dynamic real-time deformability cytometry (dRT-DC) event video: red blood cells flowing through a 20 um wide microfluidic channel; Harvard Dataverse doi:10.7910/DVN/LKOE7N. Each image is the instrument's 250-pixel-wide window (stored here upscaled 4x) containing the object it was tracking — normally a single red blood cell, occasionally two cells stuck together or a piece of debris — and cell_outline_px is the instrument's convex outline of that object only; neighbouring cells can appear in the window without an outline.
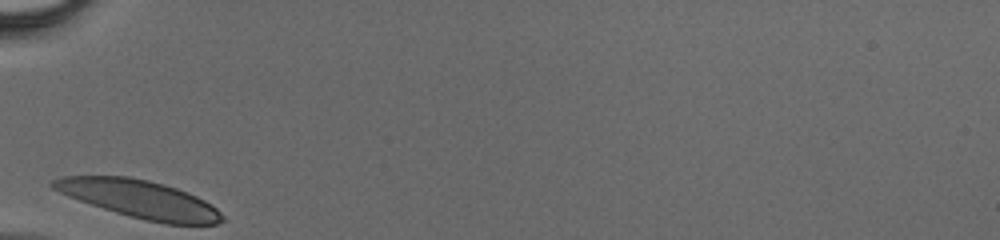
{"species": "human", "species_latin": "Homo sapiens", "temperature_condition": "cold", "stored_images_in_passage": 23, "camera_frame_rate_fps": 3000, "um_per_image_px": 0.085, "donor": {"sex": "male"}, "frame": {"image": 1, "passage_image": 1, "time_ms": 0.0, "image_size_px": [1000, 240], "cell_outline_px": [[224, 220], [216, 224], [164, 224], [144, 220], [116, 212], [68, 196], [52, 188], [48, 184], [52, 180], [64, 176], [128, 176], [148, 180], [164, 184], [176, 188], [196, 196], [204, 200], [216, 208], [224, 216]], "centroid_in_image_um": [11.86, 16.92], "position_along_channel_um": 73.1, "area_um2": 36.99}}
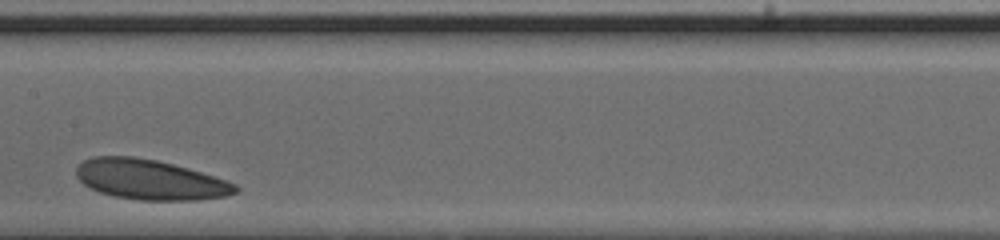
{"frame": {"image": 2, "passage_image": 10, "time_ms": 3.0, "image_size_px": [1000, 240], "cell_outline_px": [[240, 188], [236, 192], [224, 196], [196, 200], [136, 200], [112, 196], [100, 192], [84, 184], [76, 176], [76, 168], [84, 160], [92, 156], [132, 156], [156, 160], [188, 168], [236, 184]], "centroid_in_image_um": [12.72, 15.27], "position_along_channel_um": 194.7, "area_um2": 36.93}}
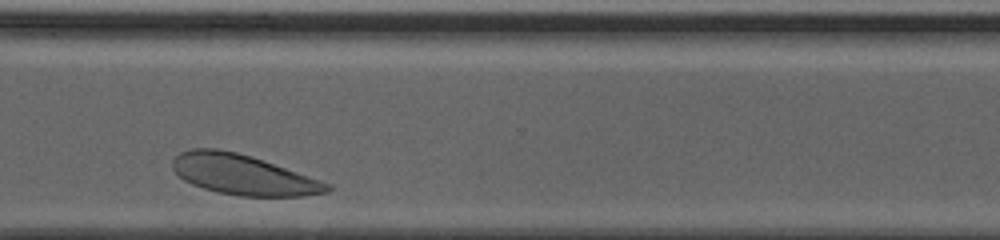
{"frame": {"image": 3, "passage_image": 21, "time_ms": 6.667, "image_size_px": [1000, 240], "cell_outline_px": [[332, 188], [328, 192], [304, 196], [240, 196], [216, 192], [192, 184], [184, 180], [172, 168], [172, 160], [180, 152], [192, 148], [216, 148], [236, 152], [332, 184]], "centroid_in_image_um": [20.63, 14.86], "position_along_channel_um": 350.0, "area_um2": 35.72}}